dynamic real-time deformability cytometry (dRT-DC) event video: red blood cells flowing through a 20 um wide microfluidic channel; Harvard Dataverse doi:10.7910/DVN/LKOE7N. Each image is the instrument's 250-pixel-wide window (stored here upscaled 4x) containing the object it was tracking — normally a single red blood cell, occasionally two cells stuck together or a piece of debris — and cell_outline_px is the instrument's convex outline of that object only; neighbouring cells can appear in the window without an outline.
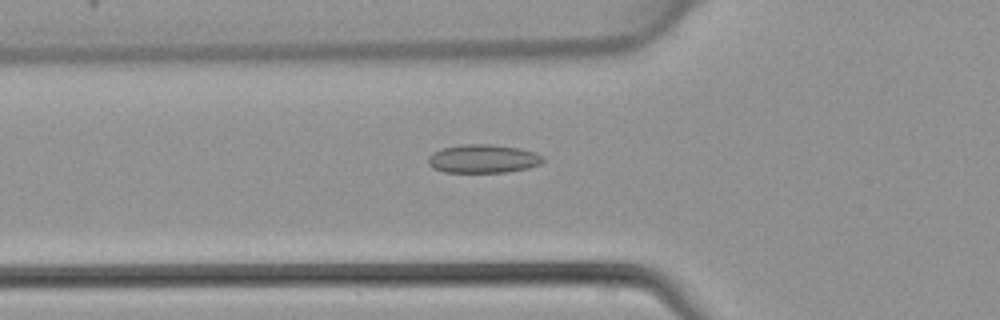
{"species": "common noctule bat (a hibernating species)", "species_latin": "Nyctalus noctula", "temperature_condition": "warm", "stored_images_in_passage": 43, "camera_frame_rate_fps": 3000, "um_per_image_px": 0.085, "animal": {"sex": "female", "body_mass_g": 22.7, "forearm_length_mm": 54.2}, "frame": {"image": 1, "passage_image": 14, "time_ms": 4.333, "image_size_px": [1000, 320], "cell_outline_px": [[544, 160], [540, 164], [528, 168], [508, 172], [444, 172], [432, 168], [428, 164], [428, 156], [432, 152], [440, 148], [460, 144], [492, 144], [520, 148], [536, 152], [544, 156]], "centroid_in_image_um": [41.05, 13.48], "position_along_channel_um": 84.7, "area_um2": 19.42}}
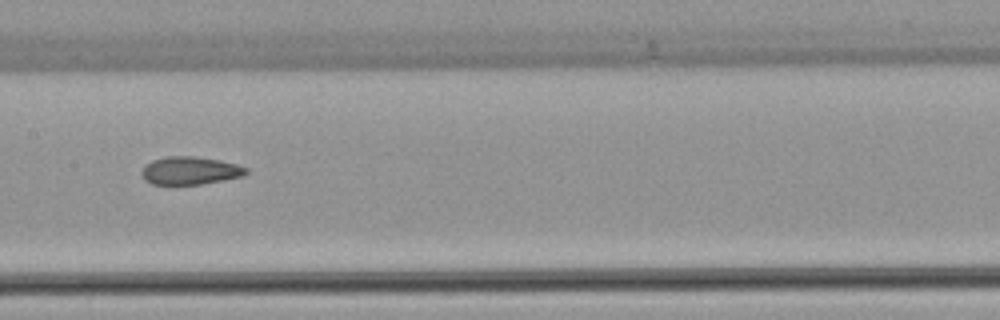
{"frame": {"image": 2, "passage_image": 21, "time_ms": 6.667, "image_size_px": [1000, 320], "cell_outline_px": [[248, 172], [244, 176], [224, 180], [200, 184], [152, 184], [144, 180], [140, 172], [152, 160], [168, 156], [192, 156], [220, 160], [236, 164], [248, 168]], "centroid_in_image_um": [16.18, 14.5], "position_along_channel_um": 191.2, "area_um2": 16.94}}
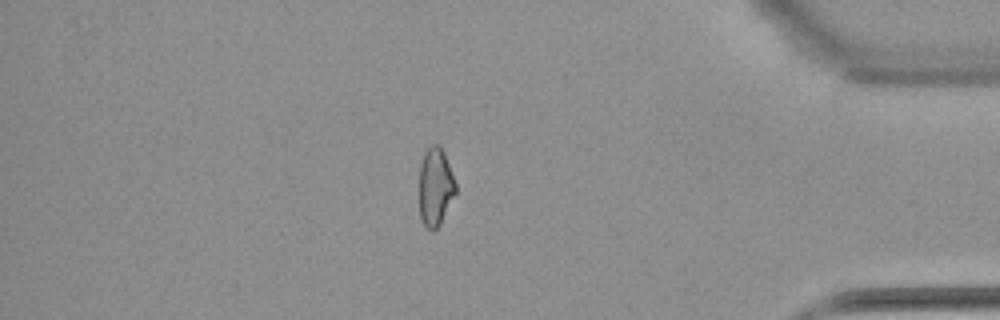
{"frame": {"image": 3, "passage_image": 37, "time_ms": 12.0, "image_size_px": [1000, 320], "cell_outline_px": [[456, 192], [440, 224], [432, 232], [424, 224], [420, 216], [420, 164], [424, 152], [432, 144], [440, 144], [444, 152], [456, 184]], "centroid_in_image_um": [37.01, 15.86], "position_along_channel_um": 398.2, "area_um2": 16.47}}